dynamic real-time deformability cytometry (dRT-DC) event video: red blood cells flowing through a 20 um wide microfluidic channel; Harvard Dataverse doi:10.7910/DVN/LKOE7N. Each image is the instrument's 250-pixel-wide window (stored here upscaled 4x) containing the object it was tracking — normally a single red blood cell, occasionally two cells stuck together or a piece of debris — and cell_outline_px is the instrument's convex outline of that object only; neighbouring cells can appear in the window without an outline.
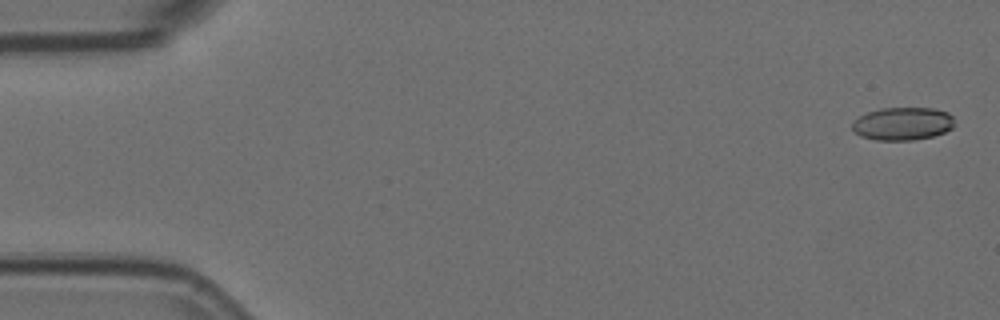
{"species": "Egyptian fruit bat (a non-hibernating species)", "species_latin": "Rousettus aegyptiacus", "temperature_condition": "room temperature", "stored_images_in_passage": 6, "camera_frame_rate_fps": 3000, "um_per_image_px": 0.085, "animal": {"sex": "female"}, "frame": {"image": 1, "passage_image": 1, "time_ms": 0.0, "image_size_px": [1000, 320], "cell_outline_px": [[956, 124], [952, 128], [944, 132], [932, 136], [912, 140], [876, 140], [860, 136], [852, 128], [852, 120], [868, 112], [880, 108], [932, 108], [948, 112], [952, 116]], "centroid_in_image_um": [76.73, 10.51], "position_along_channel_um": 8.3, "area_um2": 19.71}}
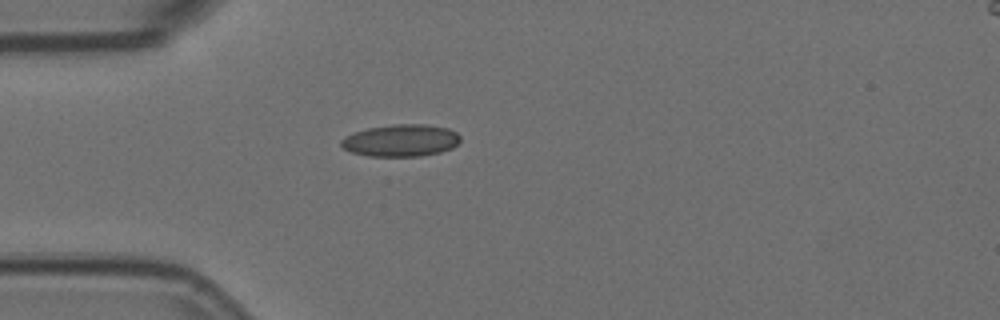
{"frame": {"image": 2, "passage_image": 5, "time_ms": 1.333, "image_size_px": [1000, 320], "cell_outline_px": [[460, 140], [452, 148], [440, 152], [420, 156], [368, 156], [352, 152], [344, 148], [340, 144], [340, 140], [344, 136], [368, 128], [392, 124], [424, 124], [448, 128], [456, 132], [460, 136]], "centroid_in_image_um": [34.07, 11.93], "position_along_channel_um": 50.9, "area_um2": 22.25}}